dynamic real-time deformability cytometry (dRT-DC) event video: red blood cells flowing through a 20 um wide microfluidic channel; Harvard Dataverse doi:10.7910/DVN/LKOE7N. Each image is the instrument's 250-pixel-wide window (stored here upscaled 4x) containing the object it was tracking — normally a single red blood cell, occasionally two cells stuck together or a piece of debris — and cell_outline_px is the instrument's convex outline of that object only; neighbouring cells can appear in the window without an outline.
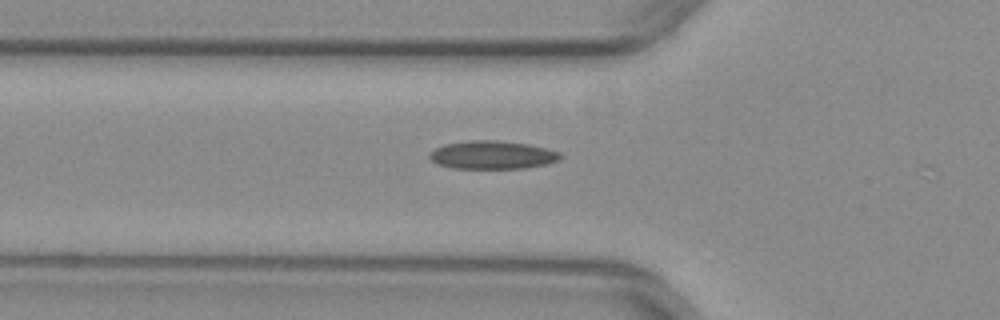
{"species": "common noctule bat (a hibernating species)", "species_latin": "Nyctalus noctula", "temperature_condition": "warm", "stored_images_in_passage": 25, "camera_frame_rate_fps": 3000, "um_per_image_px": 0.085, "animal": {"sex": "female", "body_mass_g": 29.2, "forearm_length_mm": 56.3}, "frame": {"image": 1, "passage_image": 17, "time_ms": 5.333, "image_size_px": [1000, 320], "cell_outline_px": [[560, 160], [548, 164], [524, 168], [452, 168], [436, 164], [428, 156], [436, 148], [444, 144], [468, 140], [496, 140], [528, 144], [560, 152]], "centroid_in_image_um": [41.84, 13.17], "position_along_channel_um": 84.0, "area_um2": 21.44}}
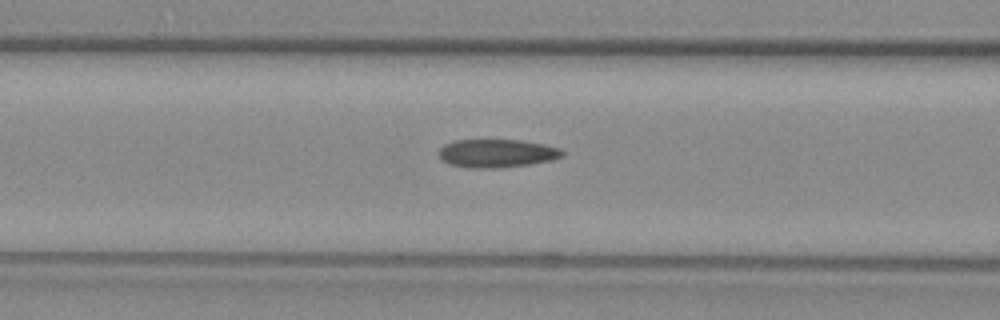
{"frame": {"image": 2, "passage_image": 20, "time_ms": 6.333, "image_size_px": [1000, 320], "cell_outline_px": [[564, 156], [552, 160], [528, 164], [500, 168], [468, 168], [452, 164], [444, 160], [440, 156], [440, 148], [444, 144], [456, 140], [520, 140], [544, 144], [560, 148], [564, 152]], "centroid_in_image_um": [42.27, 13.03], "position_along_channel_um": 124.3, "area_um2": 20.23}}